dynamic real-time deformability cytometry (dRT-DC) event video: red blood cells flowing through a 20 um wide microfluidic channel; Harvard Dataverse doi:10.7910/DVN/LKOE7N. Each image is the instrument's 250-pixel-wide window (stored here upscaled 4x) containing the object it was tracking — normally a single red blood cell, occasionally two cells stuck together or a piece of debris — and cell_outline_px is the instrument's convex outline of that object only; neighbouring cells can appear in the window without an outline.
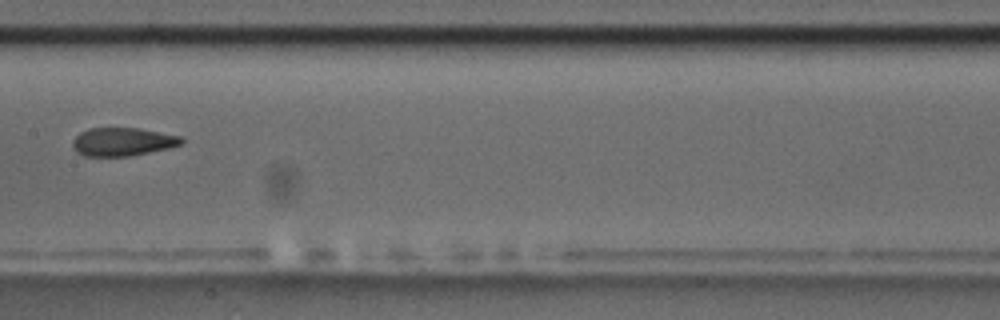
{"species": "common noctule bat (a hibernating species)", "species_latin": "Nyctalus noctula", "temperature_condition": "room temperature", "stored_images_in_passage": 9, "camera_frame_rate_fps": 3000, "um_per_image_px": 0.085, "animal": {"sex": "male", "body_mass_g": 17.5, "forearm_length_mm": 52.3}, "frame": {"image": 1, "passage_image": 9, "time_ms": 9.333, "image_size_px": [1000, 320], "cell_outline_px": [[184, 144], [168, 148], [128, 156], [84, 156], [76, 152], [72, 144], [72, 140], [80, 132], [88, 128], [140, 128], [180, 136], [184, 140]], "centroid_in_image_um": [10.41, 12.04], "position_along_channel_um": 197.0, "area_um2": 17.98}}